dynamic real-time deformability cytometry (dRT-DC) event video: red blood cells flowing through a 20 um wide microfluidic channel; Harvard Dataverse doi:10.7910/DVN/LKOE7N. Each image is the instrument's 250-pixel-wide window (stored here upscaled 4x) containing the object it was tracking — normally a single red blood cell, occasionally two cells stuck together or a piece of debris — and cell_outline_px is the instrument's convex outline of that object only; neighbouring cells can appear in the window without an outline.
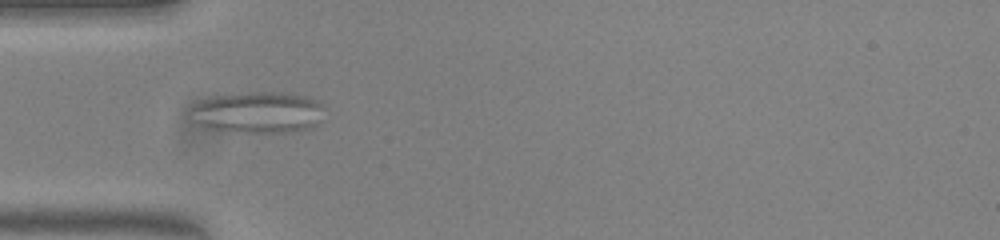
{"species": "common noctule bat (a hibernating species)", "species_latin": "Nyctalus noctula", "temperature_condition": "warm", "stored_images_in_passage": 56, "camera_frame_rate_fps": 3000, "um_per_image_px": 0.085, "animal": {"sex": "female", "body_mass_g": 23.0, "forearm_length_mm": 53.4}, "frame": {"image": 1, "passage_image": 18, "time_ms": 5.667, "image_size_px": [1000, 240], "cell_outline_px": [[320, 104], [316, 124], [312, 128], [284, 132], [244, 132], [204, 128], [196, 120], [192, 108], [196, 104], [204, 100], [216, 96], [252, 92], [280, 92], [308, 96], [316, 100]], "centroid_in_image_um": [21.93, 9.55], "position_along_channel_um": 63.1, "area_um2": 31.27}}
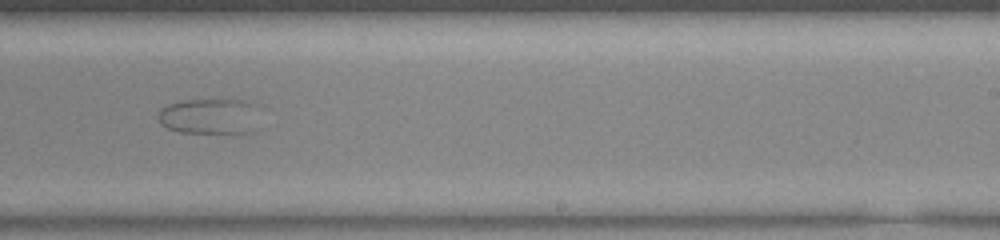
{"frame": {"image": 2, "passage_image": 35, "time_ms": 11.333, "image_size_px": [1000, 240], "cell_outline_px": [[252, 132], [180, 132], [168, 128], [160, 124], [156, 116], [160, 108], [168, 104], [180, 100], [248, 100]], "centroid_in_image_um": [17.55, 9.87], "position_along_channel_um": 271.4, "area_um2": 20.0}}
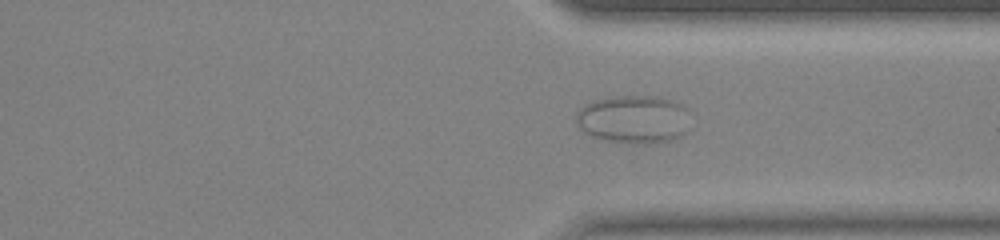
{"frame": {"image": 3, "passage_image": 42, "time_ms": 13.667, "image_size_px": [1000, 240], "cell_outline_px": [[688, 132], [672, 140], [648, 144], [636, 144], [608, 140], [592, 136], [584, 132], [580, 128], [576, 120], [576, 112], [584, 104], [592, 100], [616, 96], [656, 96], [680, 104], [688, 108]], "centroid_in_image_um": [53.86, 10.14], "position_along_channel_um": 357.5, "area_um2": 32.25}}